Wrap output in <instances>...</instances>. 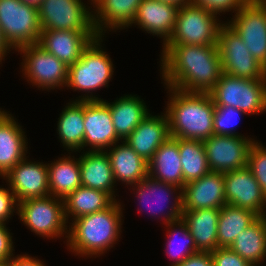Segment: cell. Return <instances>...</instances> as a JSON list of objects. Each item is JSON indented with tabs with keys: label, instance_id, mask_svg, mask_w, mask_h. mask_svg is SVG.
<instances>
[{
	"label": "cell",
	"instance_id": "cell-48",
	"mask_svg": "<svg viewBox=\"0 0 266 266\" xmlns=\"http://www.w3.org/2000/svg\"><path fill=\"white\" fill-rule=\"evenodd\" d=\"M0 266H8V263H0Z\"/></svg>",
	"mask_w": 266,
	"mask_h": 266
},
{
	"label": "cell",
	"instance_id": "cell-6",
	"mask_svg": "<svg viewBox=\"0 0 266 266\" xmlns=\"http://www.w3.org/2000/svg\"><path fill=\"white\" fill-rule=\"evenodd\" d=\"M215 106H231L247 115L266 112V82L222 73L209 92Z\"/></svg>",
	"mask_w": 266,
	"mask_h": 266
},
{
	"label": "cell",
	"instance_id": "cell-9",
	"mask_svg": "<svg viewBox=\"0 0 266 266\" xmlns=\"http://www.w3.org/2000/svg\"><path fill=\"white\" fill-rule=\"evenodd\" d=\"M17 52L23 55L20 69L30 85L48 92L66 87L68 66L64 62L37 43L21 46Z\"/></svg>",
	"mask_w": 266,
	"mask_h": 266
},
{
	"label": "cell",
	"instance_id": "cell-45",
	"mask_svg": "<svg viewBox=\"0 0 266 266\" xmlns=\"http://www.w3.org/2000/svg\"><path fill=\"white\" fill-rule=\"evenodd\" d=\"M157 1L171 3L173 5H176L177 7H181L185 4L191 3V0H157Z\"/></svg>",
	"mask_w": 266,
	"mask_h": 266
},
{
	"label": "cell",
	"instance_id": "cell-15",
	"mask_svg": "<svg viewBox=\"0 0 266 266\" xmlns=\"http://www.w3.org/2000/svg\"><path fill=\"white\" fill-rule=\"evenodd\" d=\"M83 151H106L122 141L115 131L109 106L103 100L84 101Z\"/></svg>",
	"mask_w": 266,
	"mask_h": 266
},
{
	"label": "cell",
	"instance_id": "cell-28",
	"mask_svg": "<svg viewBox=\"0 0 266 266\" xmlns=\"http://www.w3.org/2000/svg\"><path fill=\"white\" fill-rule=\"evenodd\" d=\"M220 209L182 211L181 218L188 226L198 251L212 252L219 248L217 240Z\"/></svg>",
	"mask_w": 266,
	"mask_h": 266
},
{
	"label": "cell",
	"instance_id": "cell-43",
	"mask_svg": "<svg viewBox=\"0 0 266 266\" xmlns=\"http://www.w3.org/2000/svg\"><path fill=\"white\" fill-rule=\"evenodd\" d=\"M38 257H32L28 254H19L14 256L10 261H8V266H46L44 261L37 259Z\"/></svg>",
	"mask_w": 266,
	"mask_h": 266
},
{
	"label": "cell",
	"instance_id": "cell-38",
	"mask_svg": "<svg viewBox=\"0 0 266 266\" xmlns=\"http://www.w3.org/2000/svg\"><path fill=\"white\" fill-rule=\"evenodd\" d=\"M248 0H191V3L216 15L232 12L236 14ZM223 12V13H222Z\"/></svg>",
	"mask_w": 266,
	"mask_h": 266
},
{
	"label": "cell",
	"instance_id": "cell-27",
	"mask_svg": "<svg viewBox=\"0 0 266 266\" xmlns=\"http://www.w3.org/2000/svg\"><path fill=\"white\" fill-rule=\"evenodd\" d=\"M103 101L109 106L115 131L123 141L150 114L145 101L134 94L117 97L114 102Z\"/></svg>",
	"mask_w": 266,
	"mask_h": 266
},
{
	"label": "cell",
	"instance_id": "cell-13",
	"mask_svg": "<svg viewBox=\"0 0 266 266\" xmlns=\"http://www.w3.org/2000/svg\"><path fill=\"white\" fill-rule=\"evenodd\" d=\"M131 187L134 192L133 194L136 195V198L139 201L138 205H141L142 207L148 206V209H150L148 210V213H150L151 218L152 216L155 218L158 217L157 219L160 218V221H162L164 225L181 219L183 198L182 188L154 180L149 176L144 178L141 182L131 185L130 188ZM169 199H172L174 202ZM156 203H158L159 208L158 205L156 206ZM163 206L165 209L168 207L167 210H165Z\"/></svg>",
	"mask_w": 266,
	"mask_h": 266
},
{
	"label": "cell",
	"instance_id": "cell-31",
	"mask_svg": "<svg viewBox=\"0 0 266 266\" xmlns=\"http://www.w3.org/2000/svg\"><path fill=\"white\" fill-rule=\"evenodd\" d=\"M229 248L253 266L263 264L266 260V216H260L245 228Z\"/></svg>",
	"mask_w": 266,
	"mask_h": 266
},
{
	"label": "cell",
	"instance_id": "cell-29",
	"mask_svg": "<svg viewBox=\"0 0 266 266\" xmlns=\"http://www.w3.org/2000/svg\"><path fill=\"white\" fill-rule=\"evenodd\" d=\"M57 133L68 153L81 152L84 139V101L72 100L59 114ZM71 151V152H70Z\"/></svg>",
	"mask_w": 266,
	"mask_h": 266
},
{
	"label": "cell",
	"instance_id": "cell-35",
	"mask_svg": "<svg viewBox=\"0 0 266 266\" xmlns=\"http://www.w3.org/2000/svg\"><path fill=\"white\" fill-rule=\"evenodd\" d=\"M165 226L167 228L166 238H168L165 250L173 261L170 266H177L190 255L199 252L195 246L193 236L182 218L169 222Z\"/></svg>",
	"mask_w": 266,
	"mask_h": 266
},
{
	"label": "cell",
	"instance_id": "cell-19",
	"mask_svg": "<svg viewBox=\"0 0 266 266\" xmlns=\"http://www.w3.org/2000/svg\"><path fill=\"white\" fill-rule=\"evenodd\" d=\"M98 36L96 31L42 30L37 44L69 66Z\"/></svg>",
	"mask_w": 266,
	"mask_h": 266
},
{
	"label": "cell",
	"instance_id": "cell-40",
	"mask_svg": "<svg viewBox=\"0 0 266 266\" xmlns=\"http://www.w3.org/2000/svg\"><path fill=\"white\" fill-rule=\"evenodd\" d=\"M7 188L0 186V223L7 224L13 214L18 212V202L15 195L10 190L8 184ZM14 212V213H13ZM12 215V216H11Z\"/></svg>",
	"mask_w": 266,
	"mask_h": 266
},
{
	"label": "cell",
	"instance_id": "cell-20",
	"mask_svg": "<svg viewBox=\"0 0 266 266\" xmlns=\"http://www.w3.org/2000/svg\"><path fill=\"white\" fill-rule=\"evenodd\" d=\"M24 129L9 111L0 108V177L3 178L27 155Z\"/></svg>",
	"mask_w": 266,
	"mask_h": 266
},
{
	"label": "cell",
	"instance_id": "cell-17",
	"mask_svg": "<svg viewBox=\"0 0 266 266\" xmlns=\"http://www.w3.org/2000/svg\"><path fill=\"white\" fill-rule=\"evenodd\" d=\"M27 158L3 176L17 202L50 195L47 162H33Z\"/></svg>",
	"mask_w": 266,
	"mask_h": 266
},
{
	"label": "cell",
	"instance_id": "cell-33",
	"mask_svg": "<svg viewBox=\"0 0 266 266\" xmlns=\"http://www.w3.org/2000/svg\"><path fill=\"white\" fill-rule=\"evenodd\" d=\"M260 216L245 208L225 204L220 208L217 240L219 248L230 247L239 234Z\"/></svg>",
	"mask_w": 266,
	"mask_h": 266
},
{
	"label": "cell",
	"instance_id": "cell-16",
	"mask_svg": "<svg viewBox=\"0 0 266 266\" xmlns=\"http://www.w3.org/2000/svg\"><path fill=\"white\" fill-rule=\"evenodd\" d=\"M226 204L266 216V195L248 166L224 173Z\"/></svg>",
	"mask_w": 266,
	"mask_h": 266
},
{
	"label": "cell",
	"instance_id": "cell-30",
	"mask_svg": "<svg viewBox=\"0 0 266 266\" xmlns=\"http://www.w3.org/2000/svg\"><path fill=\"white\" fill-rule=\"evenodd\" d=\"M69 155V156H68ZM50 195L65 199L70 193L82 186L79 157L70 153L47 163Z\"/></svg>",
	"mask_w": 266,
	"mask_h": 266
},
{
	"label": "cell",
	"instance_id": "cell-24",
	"mask_svg": "<svg viewBox=\"0 0 266 266\" xmlns=\"http://www.w3.org/2000/svg\"><path fill=\"white\" fill-rule=\"evenodd\" d=\"M79 153H81L79 165L82 186L106 192L114 200H118L115 196L117 184L106 151H83Z\"/></svg>",
	"mask_w": 266,
	"mask_h": 266
},
{
	"label": "cell",
	"instance_id": "cell-5",
	"mask_svg": "<svg viewBox=\"0 0 266 266\" xmlns=\"http://www.w3.org/2000/svg\"><path fill=\"white\" fill-rule=\"evenodd\" d=\"M17 215L27 229L39 237L68 238L64 199L52 195L25 199L18 202Z\"/></svg>",
	"mask_w": 266,
	"mask_h": 266
},
{
	"label": "cell",
	"instance_id": "cell-8",
	"mask_svg": "<svg viewBox=\"0 0 266 266\" xmlns=\"http://www.w3.org/2000/svg\"><path fill=\"white\" fill-rule=\"evenodd\" d=\"M0 31L14 51L38 43L42 31L38 8L21 0H0Z\"/></svg>",
	"mask_w": 266,
	"mask_h": 266
},
{
	"label": "cell",
	"instance_id": "cell-26",
	"mask_svg": "<svg viewBox=\"0 0 266 266\" xmlns=\"http://www.w3.org/2000/svg\"><path fill=\"white\" fill-rule=\"evenodd\" d=\"M148 176L183 189L182 164L178 138L169 137L148 162Z\"/></svg>",
	"mask_w": 266,
	"mask_h": 266
},
{
	"label": "cell",
	"instance_id": "cell-25",
	"mask_svg": "<svg viewBox=\"0 0 266 266\" xmlns=\"http://www.w3.org/2000/svg\"><path fill=\"white\" fill-rule=\"evenodd\" d=\"M121 143V144H118ZM111 162L116 184L126 187L141 182L148 176V162L140 157L125 141H120L106 150Z\"/></svg>",
	"mask_w": 266,
	"mask_h": 266
},
{
	"label": "cell",
	"instance_id": "cell-10",
	"mask_svg": "<svg viewBox=\"0 0 266 266\" xmlns=\"http://www.w3.org/2000/svg\"><path fill=\"white\" fill-rule=\"evenodd\" d=\"M42 0L38 7L42 30L96 31L92 0ZM91 7V8H90Z\"/></svg>",
	"mask_w": 266,
	"mask_h": 266
},
{
	"label": "cell",
	"instance_id": "cell-46",
	"mask_svg": "<svg viewBox=\"0 0 266 266\" xmlns=\"http://www.w3.org/2000/svg\"><path fill=\"white\" fill-rule=\"evenodd\" d=\"M21 1L25 4L32 5L36 8H38L40 6L42 0H21Z\"/></svg>",
	"mask_w": 266,
	"mask_h": 266
},
{
	"label": "cell",
	"instance_id": "cell-36",
	"mask_svg": "<svg viewBox=\"0 0 266 266\" xmlns=\"http://www.w3.org/2000/svg\"><path fill=\"white\" fill-rule=\"evenodd\" d=\"M242 115H246V113L237 108L231 106H215L213 125L214 134L241 137L243 134L235 131Z\"/></svg>",
	"mask_w": 266,
	"mask_h": 266
},
{
	"label": "cell",
	"instance_id": "cell-37",
	"mask_svg": "<svg viewBox=\"0 0 266 266\" xmlns=\"http://www.w3.org/2000/svg\"><path fill=\"white\" fill-rule=\"evenodd\" d=\"M248 167L266 195V146L264 147L259 140L255 141L249 149Z\"/></svg>",
	"mask_w": 266,
	"mask_h": 266
},
{
	"label": "cell",
	"instance_id": "cell-22",
	"mask_svg": "<svg viewBox=\"0 0 266 266\" xmlns=\"http://www.w3.org/2000/svg\"><path fill=\"white\" fill-rule=\"evenodd\" d=\"M178 8L171 3L142 0L130 27L137 25L148 34L159 36L164 45L173 33Z\"/></svg>",
	"mask_w": 266,
	"mask_h": 266
},
{
	"label": "cell",
	"instance_id": "cell-34",
	"mask_svg": "<svg viewBox=\"0 0 266 266\" xmlns=\"http://www.w3.org/2000/svg\"><path fill=\"white\" fill-rule=\"evenodd\" d=\"M178 148L182 164L183 187L210 172L201 140L178 138Z\"/></svg>",
	"mask_w": 266,
	"mask_h": 266
},
{
	"label": "cell",
	"instance_id": "cell-12",
	"mask_svg": "<svg viewBox=\"0 0 266 266\" xmlns=\"http://www.w3.org/2000/svg\"><path fill=\"white\" fill-rule=\"evenodd\" d=\"M217 47L224 74L245 79L264 80V66L249 53L243 40L226 22L219 31Z\"/></svg>",
	"mask_w": 266,
	"mask_h": 266
},
{
	"label": "cell",
	"instance_id": "cell-44",
	"mask_svg": "<svg viewBox=\"0 0 266 266\" xmlns=\"http://www.w3.org/2000/svg\"><path fill=\"white\" fill-rule=\"evenodd\" d=\"M12 49L8 46V44L5 42L2 33L0 31V64H2V61L5 60V57H7V53L11 52Z\"/></svg>",
	"mask_w": 266,
	"mask_h": 266
},
{
	"label": "cell",
	"instance_id": "cell-39",
	"mask_svg": "<svg viewBox=\"0 0 266 266\" xmlns=\"http://www.w3.org/2000/svg\"><path fill=\"white\" fill-rule=\"evenodd\" d=\"M213 266H253L231 248H217L211 252Z\"/></svg>",
	"mask_w": 266,
	"mask_h": 266
},
{
	"label": "cell",
	"instance_id": "cell-2",
	"mask_svg": "<svg viewBox=\"0 0 266 266\" xmlns=\"http://www.w3.org/2000/svg\"><path fill=\"white\" fill-rule=\"evenodd\" d=\"M124 205L115 200L108 208L69 222L67 248L78 257H100L121 238Z\"/></svg>",
	"mask_w": 266,
	"mask_h": 266
},
{
	"label": "cell",
	"instance_id": "cell-4",
	"mask_svg": "<svg viewBox=\"0 0 266 266\" xmlns=\"http://www.w3.org/2000/svg\"><path fill=\"white\" fill-rule=\"evenodd\" d=\"M103 39V36L93 39L83 50L81 57L68 66L66 89L85 92L75 100H103L92 93L101 87H108V83L113 79L115 67L111 57L101 48Z\"/></svg>",
	"mask_w": 266,
	"mask_h": 266
},
{
	"label": "cell",
	"instance_id": "cell-23",
	"mask_svg": "<svg viewBox=\"0 0 266 266\" xmlns=\"http://www.w3.org/2000/svg\"><path fill=\"white\" fill-rule=\"evenodd\" d=\"M169 137L171 136L166 113L162 112L160 115L151 113L131 132L125 142L149 162L156 150Z\"/></svg>",
	"mask_w": 266,
	"mask_h": 266
},
{
	"label": "cell",
	"instance_id": "cell-21",
	"mask_svg": "<svg viewBox=\"0 0 266 266\" xmlns=\"http://www.w3.org/2000/svg\"><path fill=\"white\" fill-rule=\"evenodd\" d=\"M142 0H92L93 23L99 36L128 29Z\"/></svg>",
	"mask_w": 266,
	"mask_h": 266
},
{
	"label": "cell",
	"instance_id": "cell-32",
	"mask_svg": "<svg viewBox=\"0 0 266 266\" xmlns=\"http://www.w3.org/2000/svg\"><path fill=\"white\" fill-rule=\"evenodd\" d=\"M114 201L106 192L80 186L64 199L66 221L102 211Z\"/></svg>",
	"mask_w": 266,
	"mask_h": 266
},
{
	"label": "cell",
	"instance_id": "cell-18",
	"mask_svg": "<svg viewBox=\"0 0 266 266\" xmlns=\"http://www.w3.org/2000/svg\"><path fill=\"white\" fill-rule=\"evenodd\" d=\"M224 185V173L212 171L185 184L182 189V211L220 209L226 204Z\"/></svg>",
	"mask_w": 266,
	"mask_h": 266
},
{
	"label": "cell",
	"instance_id": "cell-11",
	"mask_svg": "<svg viewBox=\"0 0 266 266\" xmlns=\"http://www.w3.org/2000/svg\"><path fill=\"white\" fill-rule=\"evenodd\" d=\"M231 20L225 21L243 40L249 53L266 64V1L248 0Z\"/></svg>",
	"mask_w": 266,
	"mask_h": 266
},
{
	"label": "cell",
	"instance_id": "cell-3",
	"mask_svg": "<svg viewBox=\"0 0 266 266\" xmlns=\"http://www.w3.org/2000/svg\"><path fill=\"white\" fill-rule=\"evenodd\" d=\"M165 88L169 97L164 112L171 137L203 141L214 135L215 105L209 93Z\"/></svg>",
	"mask_w": 266,
	"mask_h": 266
},
{
	"label": "cell",
	"instance_id": "cell-1",
	"mask_svg": "<svg viewBox=\"0 0 266 266\" xmlns=\"http://www.w3.org/2000/svg\"><path fill=\"white\" fill-rule=\"evenodd\" d=\"M160 74L164 86L209 93L222 75L217 45L164 44Z\"/></svg>",
	"mask_w": 266,
	"mask_h": 266
},
{
	"label": "cell",
	"instance_id": "cell-47",
	"mask_svg": "<svg viewBox=\"0 0 266 266\" xmlns=\"http://www.w3.org/2000/svg\"><path fill=\"white\" fill-rule=\"evenodd\" d=\"M264 81L266 82V64L264 65Z\"/></svg>",
	"mask_w": 266,
	"mask_h": 266
},
{
	"label": "cell",
	"instance_id": "cell-14",
	"mask_svg": "<svg viewBox=\"0 0 266 266\" xmlns=\"http://www.w3.org/2000/svg\"><path fill=\"white\" fill-rule=\"evenodd\" d=\"M248 137L214 134L203 140L210 171L225 173L248 166L249 149L257 141Z\"/></svg>",
	"mask_w": 266,
	"mask_h": 266
},
{
	"label": "cell",
	"instance_id": "cell-42",
	"mask_svg": "<svg viewBox=\"0 0 266 266\" xmlns=\"http://www.w3.org/2000/svg\"><path fill=\"white\" fill-rule=\"evenodd\" d=\"M177 266H213L211 252H197L187 257Z\"/></svg>",
	"mask_w": 266,
	"mask_h": 266
},
{
	"label": "cell",
	"instance_id": "cell-41",
	"mask_svg": "<svg viewBox=\"0 0 266 266\" xmlns=\"http://www.w3.org/2000/svg\"><path fill=\"white\" fill-rule=\"evenodd\" d=\"M10 229L4 223H0V263H7L10 261L15 255L14 243H13V235L10 233Z\"/></svg>",
	"mask_w": 266,
	"mask_h": 266
},
{
	"label": "cell",
	"instance_id": "cell-7",
	"mask_svg": "<svg viewBox=\"0 0 266 266\" xmlns=\"http://www.w3.org/2000/svg\"><path fill=\"white\" fill-rule=\"evenodd\" d=\"M218 17L193 3L179 7L173 33L165 44L217 45L225 24Z\"/></svg>",
	"mask_w": 266,
	"mask_h": 266
}]
</instances>
